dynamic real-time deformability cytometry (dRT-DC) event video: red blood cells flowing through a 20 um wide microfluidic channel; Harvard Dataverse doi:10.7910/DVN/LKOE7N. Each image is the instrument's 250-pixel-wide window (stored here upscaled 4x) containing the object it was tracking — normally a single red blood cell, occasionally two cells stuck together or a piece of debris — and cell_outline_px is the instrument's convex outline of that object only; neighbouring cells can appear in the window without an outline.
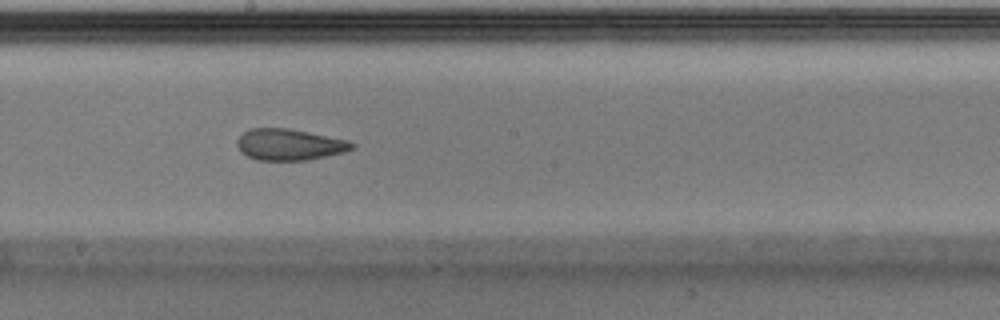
{"species": "Egyptian fruit bat (a non-hibernating species)", "species_latin": "Rousettus aegyptiacus", "temperature_condition": "warm", "stored_images_in_passage": 32, "camera_frame_rate_fps": 3000, "um_per_image_px": 0.085, "animal": {"sex": "male"}, "frame": {"image": 1, "passage_image": 14, "time_ms": 4.333, "image_size_px": [1000, 320], "cell_outline_px": [[356, 144], [352, 148], [344, 152], [308, 160], [256, 160], [240, 152], [236, 144], [236, 140], [248, 128], [288, 128], [348, 140]], "centroid_in_image_um": [24.56, 12.29], "position_along_channel_um": 223.6, "area_um2": 20.98}}